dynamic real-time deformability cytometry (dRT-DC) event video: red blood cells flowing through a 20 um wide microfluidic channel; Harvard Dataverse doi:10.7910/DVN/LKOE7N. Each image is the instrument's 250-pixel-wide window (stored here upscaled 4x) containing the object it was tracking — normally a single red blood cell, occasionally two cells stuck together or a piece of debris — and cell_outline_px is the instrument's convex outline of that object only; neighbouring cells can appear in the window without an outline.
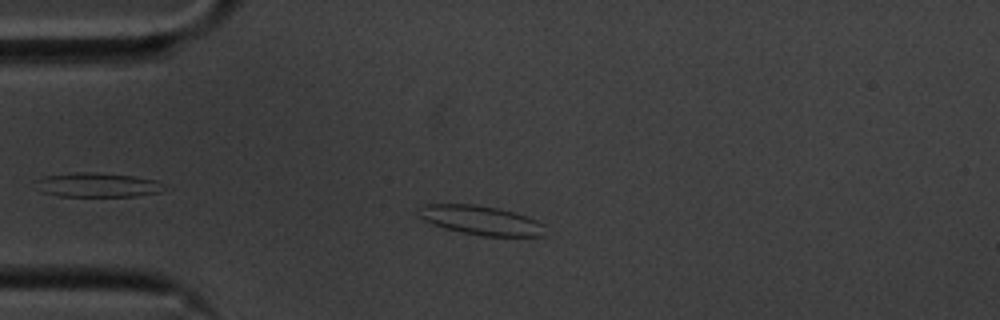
{"species": "common noctule bat (a hibernating species)", "species_latin": "Nyctalus noctula", "temperature_condition": "cold", "stored_images_in_passage": 32, "camera_frame_rate_fps": 3000, "um_per_image_px": 0.085, "animal": {"sex": "male", "body_mass_g": 20.1, "forearm_length_mm": 53.5}, "frame": {"image": 1, "passage_image": 1, "time_ms": 0.0, "image_size_px": [1000, 320], "cell_outline_px": [[544, 236], [484, 236], [444, 228], [432, 224], [424, 220], [420, 216], [420, 208], [424, 204], [472, 204], [496, 208], [528, 216], [544, 224]], "centroid_in_image_um": [40.9, 18.73], "position_along_channel_um": 44.1, "area_um2": 21.21}}
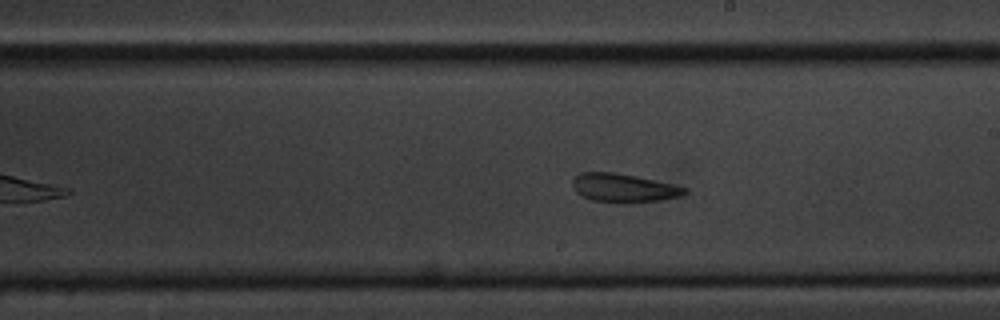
{"frame": {"image": 2, "passage_image": 19, "time_ms": 6.0, "image_size_px": [1000, 320], "cell_outline_px": [[688, 192], [680, 196], [660, 200], [628, 204], [624, 204], [592, 200], [576, 192], [572, 188], [572, 180], [580, 172], [612, 172], [636, 176], [672, 184], [684, 188]], "centroid_in_image_um": [52.97, 15.99], "position_along_channel_um": 236.0, "area_um2": 18.73}}
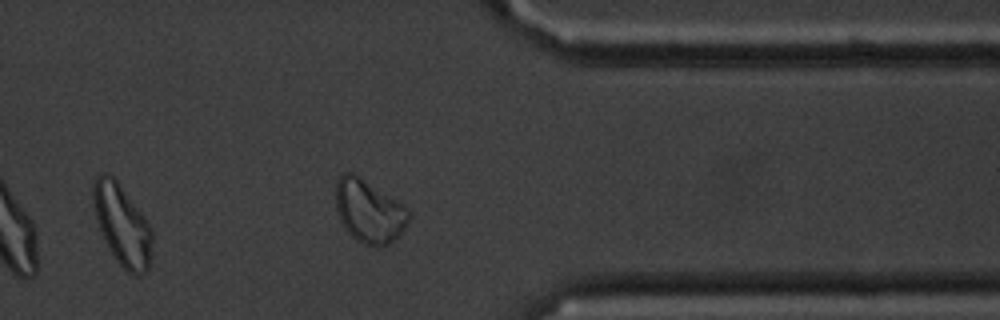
{"frame": {"image": 3, "passage_image": 32, "time_ms": 10.333, "image_size_px": [1000, 320], "cell_outline_px": [[412, 216], [404, 228], [388, 244], [376, 248], [364, 244], [356, 240], [344, 228], [340, 220], [336, 208], [336, 180], [344, 172], [352, 172], [396, 200]], "centroid_in_image_um": [31.33, 17.97], "position_along_channel_um": 380.1, "area_um2": 26.41}, "authors_computed_cell_mechanics": {"area_um2": 18.9006, "velocity_mm_per_s": 3.5182, "shape_relaxation_time_tau1_ms": null, "shape_relaxation_time_tau2_ms": 3.2202, "deformation_change_tau1": null, "deformation_change_tau2": 0.1081}}